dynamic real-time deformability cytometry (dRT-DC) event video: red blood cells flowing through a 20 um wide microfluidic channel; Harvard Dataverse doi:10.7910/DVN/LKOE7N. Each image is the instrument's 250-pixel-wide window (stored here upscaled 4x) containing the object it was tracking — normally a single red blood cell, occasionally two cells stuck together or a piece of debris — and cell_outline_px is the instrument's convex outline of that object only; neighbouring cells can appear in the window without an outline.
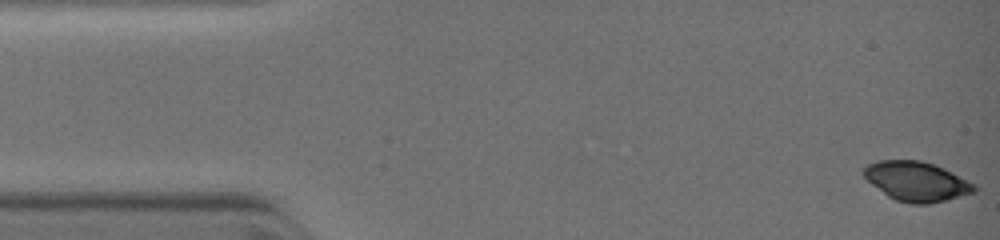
{"species": "common noctule bat (a hibernating species)", "species_latin": "Nyctalus noctula", "temperature_condition": "warm", "stored_images_in_passage": 5, "camera_frame_rate_fps": 3000, "um_per_image_px": 0.085, "animal": {"sex": "female", "body_mass_g": 19.0, "forearm_length_mm": 51.5}, "frame": {"image": 1, "passage_image": 1, "time_ms": 0.0, "image_size_px": [1000, 240], "cell_outline_px": [[976, 192], [928, 204], [912, 204], [896, 200], [888, 196], [872, 184], [864, 176], [864, 168], [868, 164], [876, 160], [920, 160], [944, 168], [976, 184]], "centroid_in_image_um": [77.92, 15.41], "position_along_channel_um": 7.1, "area_um2": 25.26}}
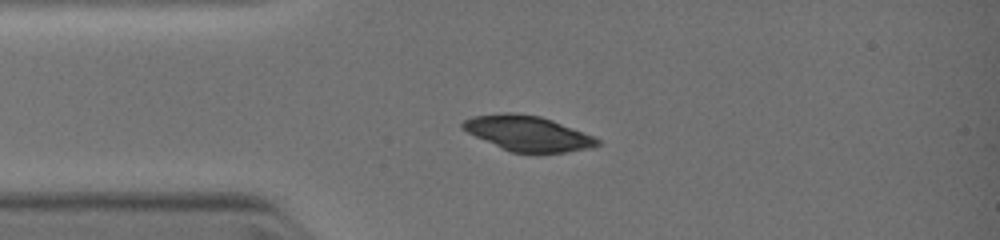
{"frame": {"image": 2, "passage_image": 4, "time_ms": 2.667, "image_size_px": [1000, 240], "cell_outline_px": [[600, 144], [592, 148], [568, 152], [512, 152], [500, 148], [460, 128], [460, 124], [464, 120], [472, 116], [540, 116], [552, 120], [596, 136], [600, 140]], "centroid_in_image_um": [44.96, 11.39], "position_along_channel_um": 40.0, "area_um2": 26.59}}